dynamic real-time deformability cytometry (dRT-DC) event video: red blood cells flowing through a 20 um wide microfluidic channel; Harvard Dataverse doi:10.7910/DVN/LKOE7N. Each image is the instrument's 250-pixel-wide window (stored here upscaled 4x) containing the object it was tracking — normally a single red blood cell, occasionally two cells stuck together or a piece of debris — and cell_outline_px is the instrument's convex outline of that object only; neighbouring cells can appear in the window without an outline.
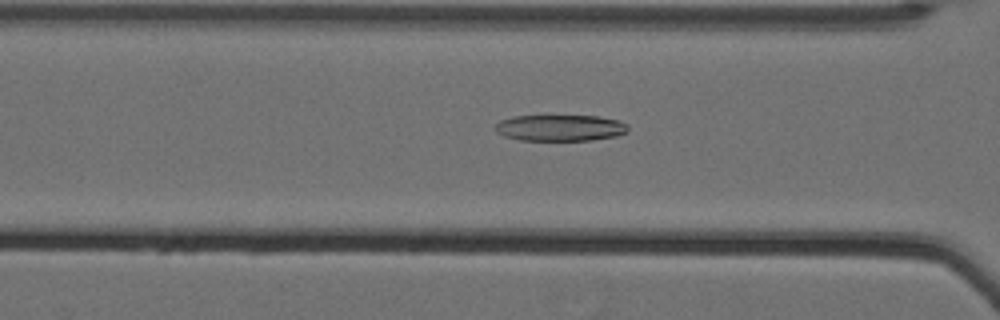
{"species": "Egyptian fruit bat (a non-hibernating species)", "species_latin": "Rousettus aegyptiacus", "temperature_condition": "cold", "stored_images_in_passage": 62, "camera_frame_rate_fps": 3000, "um_per_image_px": 0.085, "animal": {"sex": "female"}, "frame": {"image": 1, "passage_image": 30, "time_ms": 9.667, "image_size_px": [1000, 320], "cell_outline_px": [[628, 132], [616, 136], [592, 140], [520, 140], [504, 136], [496, 132], [496, 124], [500, 120], [512, 116], [596, 116], [620, 120], [628, 124]], "centroid_in_image_um": [47.64, 10.86], "position_along_channel_um": 119.0, "area_um2": 20.4}}
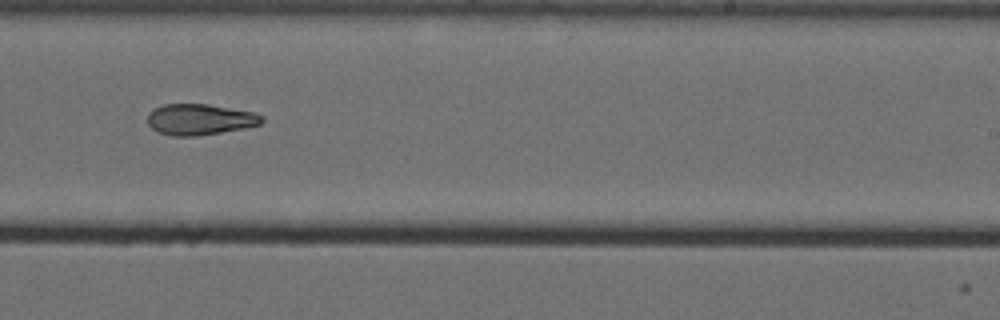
{"frame": {"image": 2, "passage_image": 43, "time_ms": 14.0, "image_size_px": [1000, 320], "cell_outline_px": [[264, 120], [260, 124], [244, 128], [196, 136], [172, 136], [160, 132], [152, 128], [148, 124], [148, 112], [164, 104], [208, 104], [252, 112], [264, 116]], "centroid_in_image_um": [16.98, 10.15], "position_along_channel_um": 272.0, "area_um2": 20.46}}
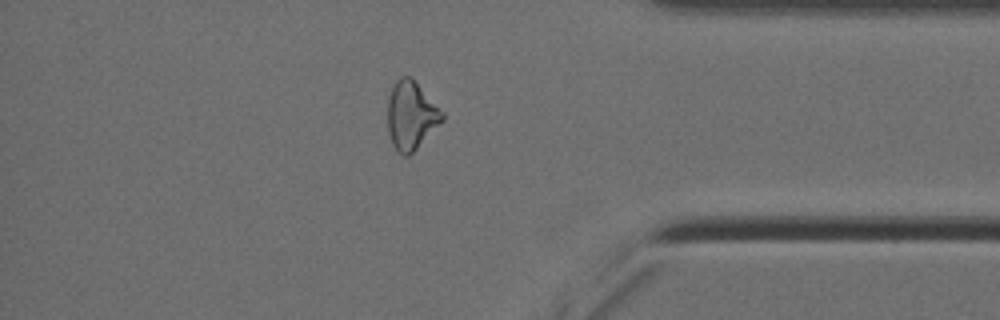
{"frame": {"image": 3, "passage_image": 55, "time_ms": 18.0, "image_size_px": [1000, 320], "cell_outline_px": [[444, 120], [408, 156], [404, 156], [392, 144], [388, 132], [388, 100], [392, 88], [396, 80], [400, 76], [412, 76], [444, 112]], "centroid_in_image_um": [34.96, 9.77], "position_along_channel_um": 400.2, "area_um2": 21.68}}